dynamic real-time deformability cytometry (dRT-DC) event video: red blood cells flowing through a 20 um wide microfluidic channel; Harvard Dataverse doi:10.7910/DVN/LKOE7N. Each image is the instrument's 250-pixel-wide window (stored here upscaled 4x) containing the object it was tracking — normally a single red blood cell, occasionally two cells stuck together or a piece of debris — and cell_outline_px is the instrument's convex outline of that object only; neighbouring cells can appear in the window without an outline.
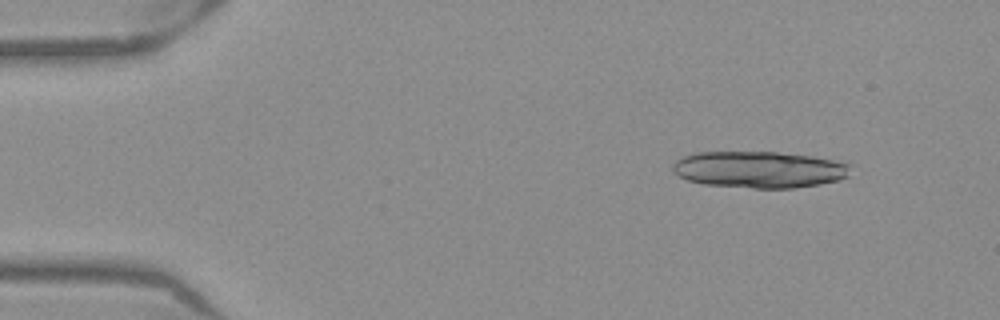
{"species": "Egyptian fruit bat (a non-hibernating species)", "species_latin": "Rousettus aegyptiacus", "temperature_condition": "warm", "stored_images_in_passage": 8, "segment_of_instrument_passage": [1, 3], "camera_frame_rate_fps": 3000, "um_per_image_px": 0.085, "frame": {"image": 1, "passage_image": 3, "time_ms": 0.667, "image_size_px": [1000, 320], "cell_outline_px": [[832, 164], [828, 180], [808, 184], [748, 184], [700, 180], [800, 160], [820, 160]], "centroid_in_image_um": [66.44, 14.79], "position_along_channel_um": 18.6, "area_um2": 14.16}}